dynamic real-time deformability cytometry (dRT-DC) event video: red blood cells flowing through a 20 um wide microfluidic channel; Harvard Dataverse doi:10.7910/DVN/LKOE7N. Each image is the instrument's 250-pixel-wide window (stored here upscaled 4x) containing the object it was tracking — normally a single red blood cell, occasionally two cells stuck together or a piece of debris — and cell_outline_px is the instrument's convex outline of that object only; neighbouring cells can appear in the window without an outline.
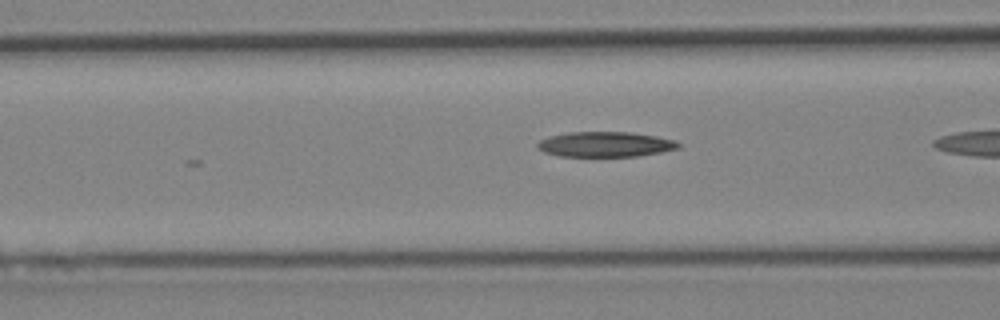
{"species": "Egyptian fruit bat (a non-hibernating species)", "species_latin": "Rousettus aegyptiacus", "temperature_condition": "cold", "stored_images_in_passage": 5, "camera_frame_rate_fps": 3000, "um_per_image_px": 0.085, "animal": {"sex": "female"}, "frame": {"image": 1, "passage_image": 5, "time_ms": 1.333, "image_size_px": [1000, 320], "cell_outline_px": [[680, 148], [660, 152], [636, 156], [560, 156], [544, 152], [536, 148], [536, 144], [540, 140], [548, 136], [568, 132], [632, 132], [656, 136], [672, 140], [680, 144]], "centroid_in_image_um": [51.4, 12.26], "position_along_channel_um": 115.2, "area_um2": 20.63}}